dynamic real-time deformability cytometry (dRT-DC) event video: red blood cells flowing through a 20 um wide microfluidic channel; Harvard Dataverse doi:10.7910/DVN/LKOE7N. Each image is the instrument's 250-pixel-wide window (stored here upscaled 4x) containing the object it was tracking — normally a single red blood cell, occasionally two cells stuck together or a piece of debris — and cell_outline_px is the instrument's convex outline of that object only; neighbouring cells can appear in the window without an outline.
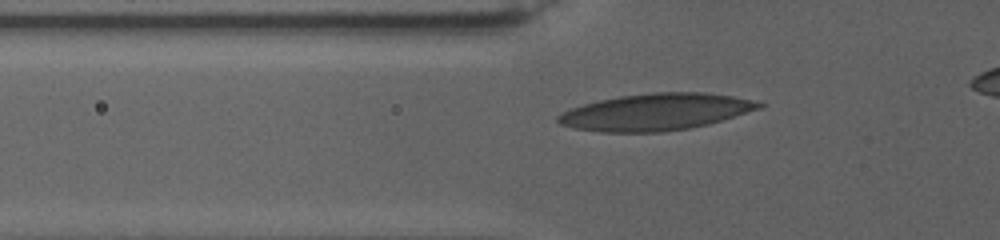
{"species": "human", "species_latin": "Homo sapiens", "temperature_condition": "warm", "stored_images_in_passage": 14, "camera_frame_rate_fps": 3000, "um_per_image_px": 0.085, "donor": {"sex": "female"}, "frame": {"image": 1, "passage_image": 7, "time_ms": 5.333, "image_size_px": [1000, 240], "cell_outline_px": [[764, 104], [760, 108], [708, 124], [688, 128], [660, 132], [600, 132], [576, 128], [560, 124], [556, 120], [556, 116], [560, 112], [584, 104], [600, 100], [620, 96], [652, 92], [704, 92], [732, 96]], "centroid_in_image_um": [55.68, 9.52], "position_along_channel_um": 70.1, "area_um2": 42.6}}
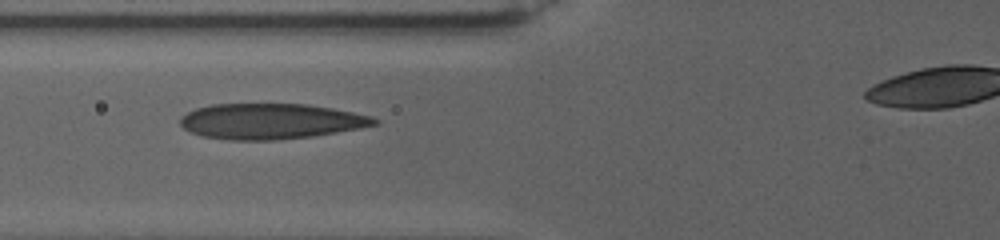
{"frame": {"image": 2, "passage_image": 9, "time_ms": 6.667, "image_size_px": [1000, 240], "cell_outline_px": [[380, 124], [360, 128], [312, 136], [272, 140], [228, 140], [204, 136], [192, 132], [184, 128], [180, 124], [180, 116], [196, 108], [212, 104], [308, 104], [332, 108], [372, 116], [380, 120]], "centroid_in_image_um": [23.03, 10.3], "position_along_channel_um": 102.8, "area_um2": 40.17}}
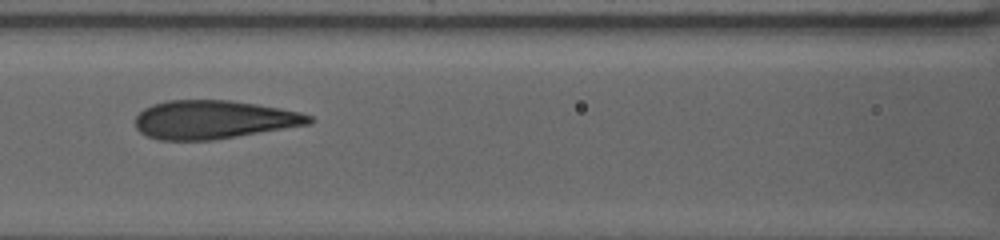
{"frame": {"image": 3, "passage_image": 12, "time_ms": 8.333, "image_size_px": [1000, 240], "cell_outline_px": [[316, 120], [312, 124], [212, 140], [160, 140], [148, 136], [140, 132], [136, 128], [136, 116], [144, 108], [152, 104], [168, 100], [228, 100], [256, 104], [280, 108], [300, 112], [312, 116]], "centroid_in_image_um": [18.19, 10.17], "position_along_channel_um": 148.4, "area_um2": 39.02}}